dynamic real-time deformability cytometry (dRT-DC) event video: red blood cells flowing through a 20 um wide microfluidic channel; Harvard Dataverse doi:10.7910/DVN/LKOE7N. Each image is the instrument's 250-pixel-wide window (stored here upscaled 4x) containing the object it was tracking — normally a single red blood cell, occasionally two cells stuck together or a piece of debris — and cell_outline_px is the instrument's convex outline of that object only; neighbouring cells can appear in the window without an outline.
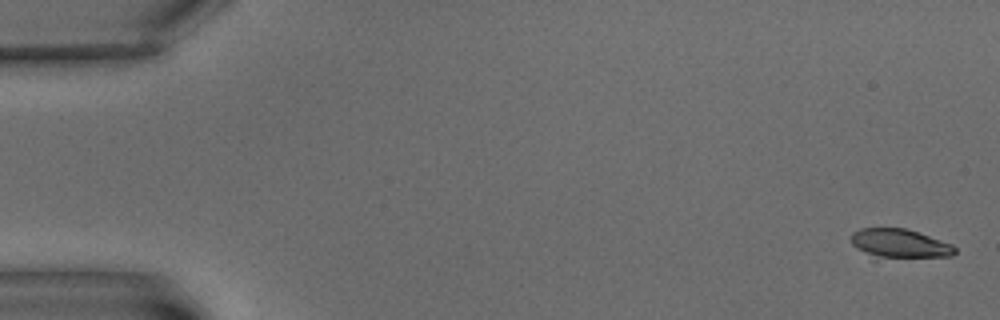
{"species": "common noctule bat (a hibernating species)", "species_latin": "Nyctalus noctula", "temperature_condition": "warm", "stored_images_in_passage": 6, "camera_frame_rate_fps": 3000, "um_per_image_px": 0.085, "animal": {"sex": "male", "body_mass_g": 15.6}, "frame": {"image": 1, "passage_image": 1, "time_ms": 0.0, "image_size_px": [1000, 320], "cell_outline_px": [[956, 252], [952, 256], [872, 260], [856, 248], [852, 244], [852, 232], [860, 228], [904, 228], [952, 244], [956, 248]], "centroid_in_image_um": [76.41, 20.76], "position_along_channel_um": 8.6, "area_um2": 18.21}}
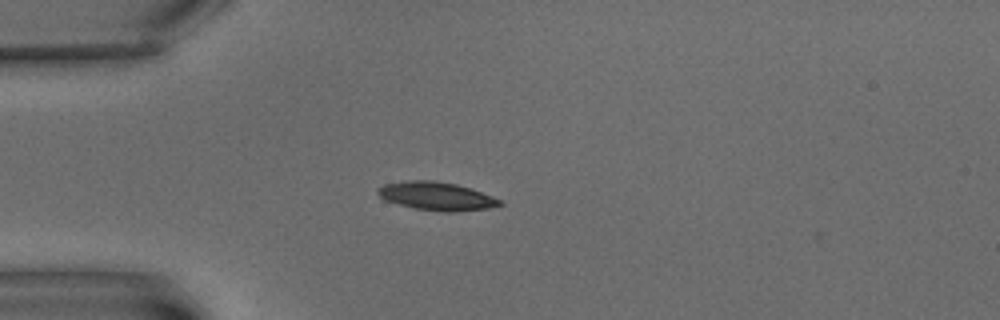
{"frame": {"image": 2, "passage_image": 5, "time_ms": 5.667, "image_size_px": [1000, 320], "cell_outline_px": [[504, 204], [488, 208], [456, 212], [444, 212], [416, 208], [384, 200], [376, 192], [376, 188], [384, 184], [404, 180], [432, 180], [456, 184], [504, 200]], "centroid_in_image_um": [37.09, 16.67], "position_along_channel_um": 47.9, "area_um2": 20.11}}